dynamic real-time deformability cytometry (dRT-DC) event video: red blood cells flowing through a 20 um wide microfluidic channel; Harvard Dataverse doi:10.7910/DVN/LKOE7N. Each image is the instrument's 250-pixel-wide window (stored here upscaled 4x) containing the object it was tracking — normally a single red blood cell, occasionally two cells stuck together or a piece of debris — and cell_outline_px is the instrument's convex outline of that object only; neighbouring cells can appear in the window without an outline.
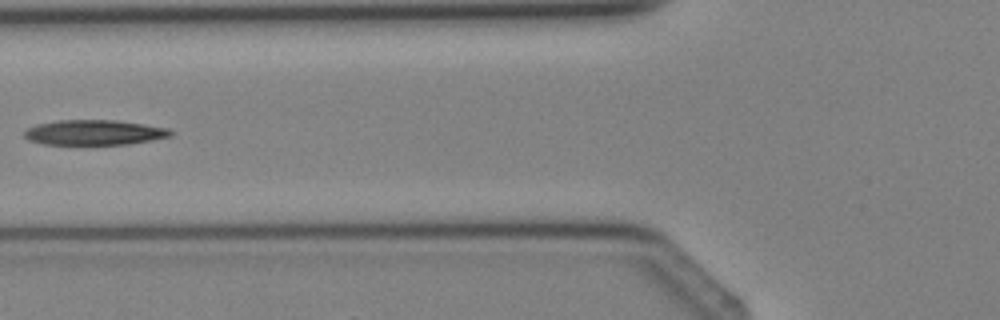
{"species": "Egyptian fruit bat (a non-hibernating species)", "species_latin": "Rousettus aegyptiacus", "temperature_condition": "cold", "stored_images_in_passage": 4, "camera_frame_rate_fps": 3000, "um_per_image_px": 0.085, "animal": {"sex": "female"}, "frame": {"image": 1, "passage_image": 4, "time_ms": 3.333, "image_size_px": [1000, 320], "cell_outline_px": [[172, 136], [128, 144], [44, 144], [28, 140], [24, 136], [24, 132], [28, 128], [36, 124], [56, 120], [116, 120], [144, 124], [168, 128], [172, 132]], "centroid_in_image_um": [7.99, 11.25], "position_along_channel_um": 117.8, "area_um2": 21.33}}